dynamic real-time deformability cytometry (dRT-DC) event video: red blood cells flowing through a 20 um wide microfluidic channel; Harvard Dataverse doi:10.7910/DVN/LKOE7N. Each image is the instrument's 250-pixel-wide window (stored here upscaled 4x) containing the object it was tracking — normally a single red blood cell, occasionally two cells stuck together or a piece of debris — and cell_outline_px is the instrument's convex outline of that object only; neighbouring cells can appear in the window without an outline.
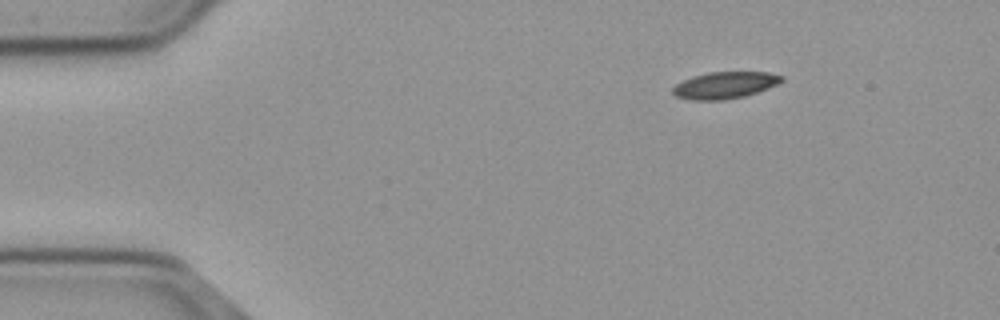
{"species": "common noctule bat (a hibernating species)", "species_latin": "Nyctalus noctula", "temperature_condition": "cold", "stored_images_in_passage": 49, "camera_frame_rate_fps": 3000, "um_per_image_px": 0.085, "animal": {"sex": "male", "body_mass_g": 23.1, "forearm_length_mm": 52.7}, "frame": {"image": 1, "passage_image": 1, "time_ms": 0.0, "image_size_px": [1000, 320], "cell_outline_px": [[784, 80], [768, 88], [744, 96], [724, 100], [692, 100], [676, 96], [672, 92], [672, 88], [676, 84], [692, 76], [708, 72], [768, 72], [784, 76]], "centroid_in_image_um": [61.6, 7.23], "position_along_channel_um": 23.4, "area_um2": 16.94}}
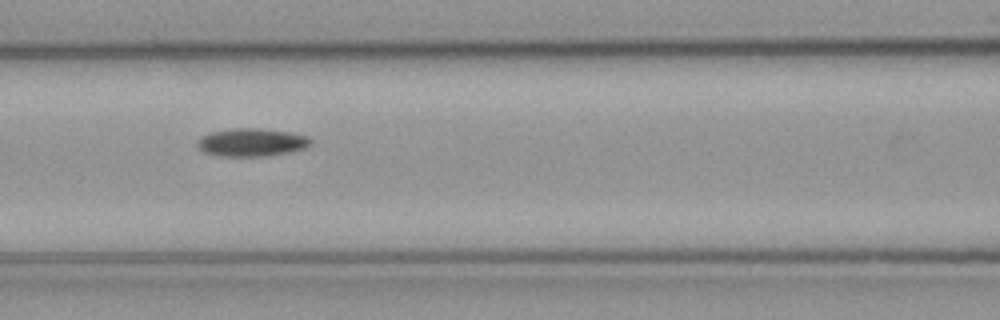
{"frame": {"image": 2, "passage_image": 17, "time_ms": 5.333, "image_size_px": [1000, 320], "cell_outline_px": [[312, 144], [304, 148], [288, 152], [264, 156], [220, 156], [204, 152], [196, 144], [200, 136], [212, 132], [236, 128], [256, 128], [292, 132], [308, 136], [312, 140]], "centroid_in_image_um": [21.4, 12.09], "position_along_channel_um": 145.2, "area_um2": 18.44}}
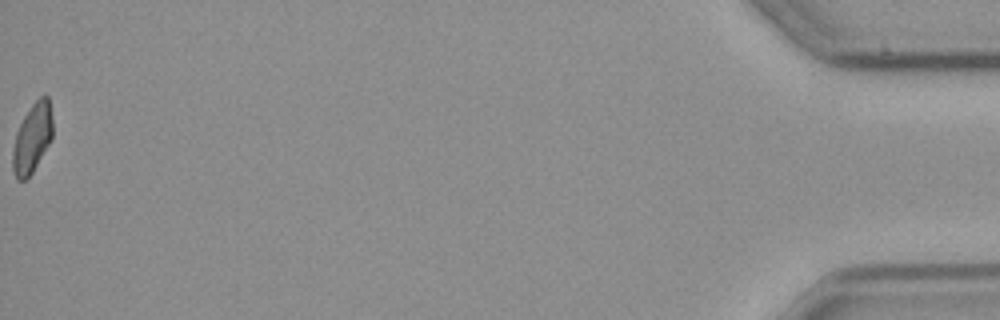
{"frame": {"image": 3, "passage_image": 49, "time_ms": 16.0, "image_size_px": [1000, 320], "cell_outline_px": [[52, 140], [32, 172], [24, 180], [16, 180], [12, 172], [12, 152], [16, 132], [24, 116], [32, 104], [44, 92], [48, 96], [52, 120]], "centroid_in_image_um": [2.73, 11.74], "position_along_channel_um": 432.5, "area_um2": 16.24}, "authors_computed_cell_mechanics": {"area_um2": 17.2822, "velocity_mm_per_s": 3.7074, "shape_relaxation_time_tau1_ms": 6.5148, "shape_relaxation_time_tau2_ms": null, "deformation_change_tau1": 0.1341, "deformation_change_tau2": null}}